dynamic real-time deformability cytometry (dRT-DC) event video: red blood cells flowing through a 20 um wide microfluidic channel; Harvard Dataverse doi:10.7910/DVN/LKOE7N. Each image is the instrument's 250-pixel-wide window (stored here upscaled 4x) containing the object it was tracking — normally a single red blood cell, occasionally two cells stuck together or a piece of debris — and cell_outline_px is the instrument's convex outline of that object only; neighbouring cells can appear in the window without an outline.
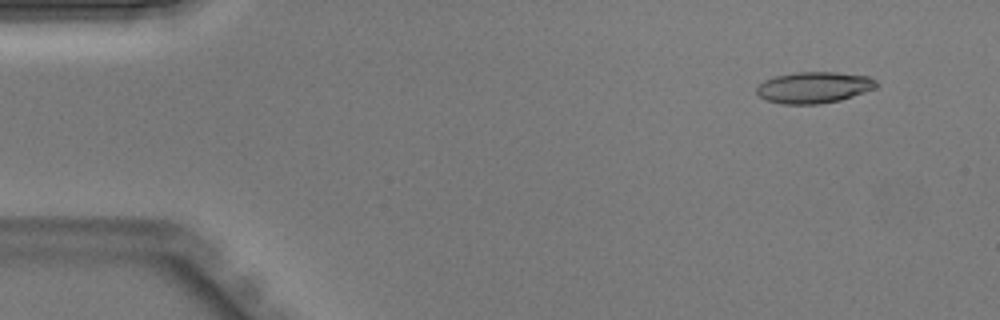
{"species": "Egyptian fruit bat (a non-hibernating species)", "species_latin": "Rousettus aegyptiacus", "temperature_condition": "warm", "stored_images_in_passage": 44, "camera_frame_rate_fps": 3000, "um_per_image_px": 0.085, "animal": {"sex": "male"}, "frame": {"image": 1, "passage_image": 4, "time_ms": 1.0, "image_size_px": [1000, 320], "cell_outline_px": [[880, 84], [876, 88], [840, 100], [820, 104], [780, 104], [768, 100], [760, 96], [756, 92], [756, 88], [764, 80], [776, 76], [796, 72], [836, 72], [868, 76], [876, 80]], "centroid_in_image_um": [69.21, 7.43], "position_along_channel_um": 15.8, "area_um2": 21.85}}
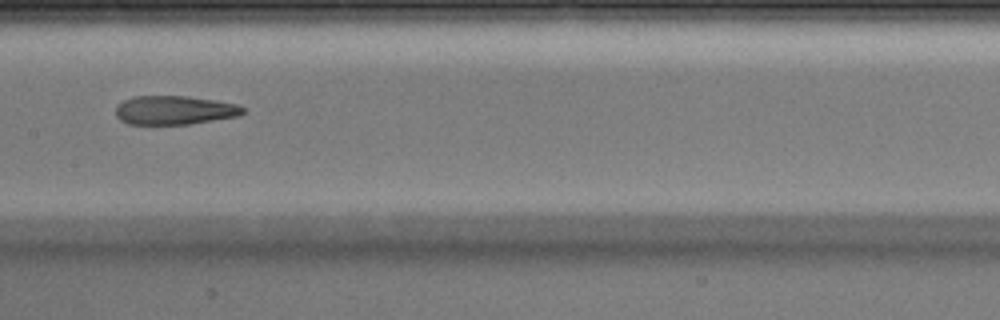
{"frame": {"image": 2, "passage_image": 22, "time_ms": 7.0, "image_size_px": [1000, 320], "cell_outline_px": [[244, 112], [240, 116], [188, 124], [128, 124], [120, 120], [116, 116], [116, 108], [124, 100], [136, 96], [188, 96], [216, 100], [236, 104], [244, 108]], "centroid_in_image_um": [14.85, 9.36], "position_along_channel_um": 192.6, "area_um2": 21.33}}
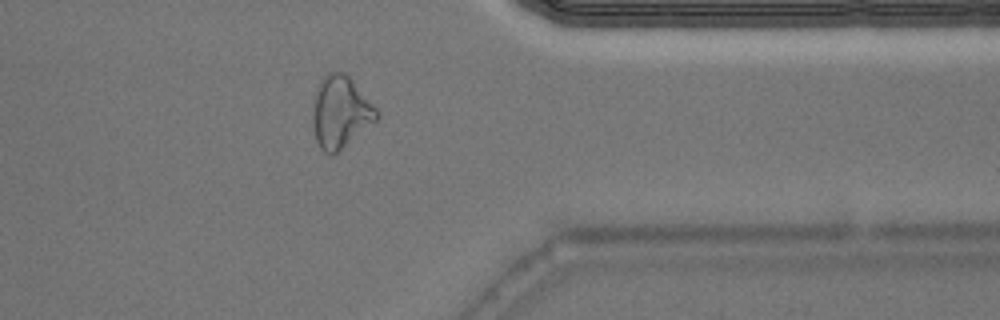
{"frame": {"image": 3, "passage_image": 35, "time_ms": 11.333, "image_size_px": [1000, 320], "cell_outline_px": [[380, 116], [376, 120], [332, 156], [324, 152], [320, 148], [316, 140], [312, 124], [312, 112], [316, 92], [320, 80], [332, 68], [344, 72], [352, 80], [376, 108]], "centroid_in_image_um": [28.9, 9.5], "position_along_channel_um": 382.5, "area_um2": 26.65}}